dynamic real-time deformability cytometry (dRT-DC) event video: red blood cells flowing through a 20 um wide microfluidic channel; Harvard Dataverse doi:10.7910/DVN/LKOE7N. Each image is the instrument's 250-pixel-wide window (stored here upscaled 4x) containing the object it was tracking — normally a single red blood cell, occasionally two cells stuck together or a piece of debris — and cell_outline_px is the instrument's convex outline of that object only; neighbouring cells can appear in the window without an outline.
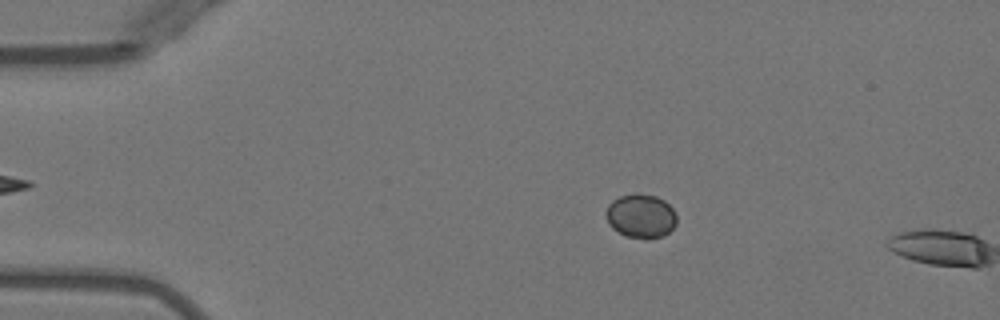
{"species": "Egyptian fruit bat (a non-hibernating species)", "species_latin": "Rousettus aegyptiacus", "temperature_condition": "warm", "stored_images_in_passage": 11, "camera_frame_rate_fps": 3000, "um_per_image_px": 0.085, "animal": {"sex": "female"}, "frame": {"image": 1, "passage_image": 10, "time_ms": 3.0, "image_size_px": [1000, 320], "cell_outline_px": [[676, 224], [664, 236], [648, 240], [624, 236], [612, 228], [608, 224], [604, 212], [608, 204], [612, 200], [620, 196], [636, 192], [656, 196], [664, 200], [672, 208], [676, 216]], "centroid_in_image_um": [54.44, 18.37], "position_along_channel_um": 30.6, "area_um2": 18.55}}